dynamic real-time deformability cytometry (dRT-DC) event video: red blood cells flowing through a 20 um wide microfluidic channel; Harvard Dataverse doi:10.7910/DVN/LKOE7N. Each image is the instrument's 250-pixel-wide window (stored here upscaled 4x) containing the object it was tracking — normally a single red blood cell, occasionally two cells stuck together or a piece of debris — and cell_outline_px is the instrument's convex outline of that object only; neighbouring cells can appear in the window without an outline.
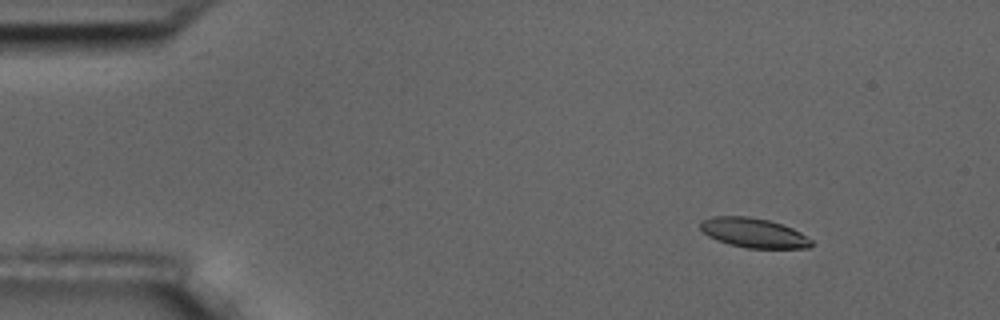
{"species": "common noctule bat (a hibernating species)", "species_latin": "Nyctalus noctula", "temperature_condition": "room temperature", "stored_images_in_passage": 4, "camera_frame_rate_fps": 3000, "um_per_image_px": 0.085, "animal": {"sex": "male", "body_mass_g": 17.5, "forearm_length_mm": 52.3}, "frame": {"image": 1, "passage_image": 1, "time_ms": 0.0, "image_size_px": [1000, 320], "cell_outline_px": [[812, 248], [744, 248], [728, 244], [716, 240], [708, 236], [700, 228], [700, 220], [712, 216], [748, 216], [768, 220], [792, 228], [800, 232], [812, 240]], "centroid_in_image_um": [64.03, 19.79], "position_along_channel_um": 21.0, "area_um2": 19.25}}
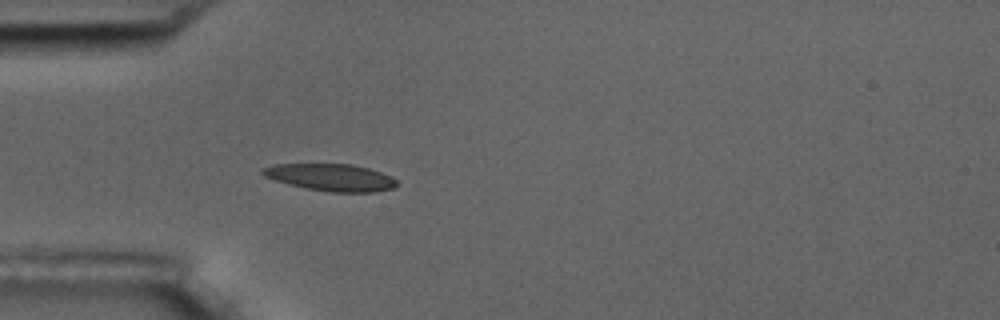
{"frame": {"image": 2, "passage_image": 4, "time_ms": 3.333, "image_size_px": [1000, 320], "cell_outline_px": [[396, 188], [376, 192], [332, 192], [308, 188], [288, 184], [264, 176], [260, 172], [260, 168], [272, 164], [352, 164], [368, 168], [380, 172], [396, 180]], "centroid_in_image_um": [28.09, 15.07], "position_along_channel_um": 56.9, "area_um2": 21.1}}